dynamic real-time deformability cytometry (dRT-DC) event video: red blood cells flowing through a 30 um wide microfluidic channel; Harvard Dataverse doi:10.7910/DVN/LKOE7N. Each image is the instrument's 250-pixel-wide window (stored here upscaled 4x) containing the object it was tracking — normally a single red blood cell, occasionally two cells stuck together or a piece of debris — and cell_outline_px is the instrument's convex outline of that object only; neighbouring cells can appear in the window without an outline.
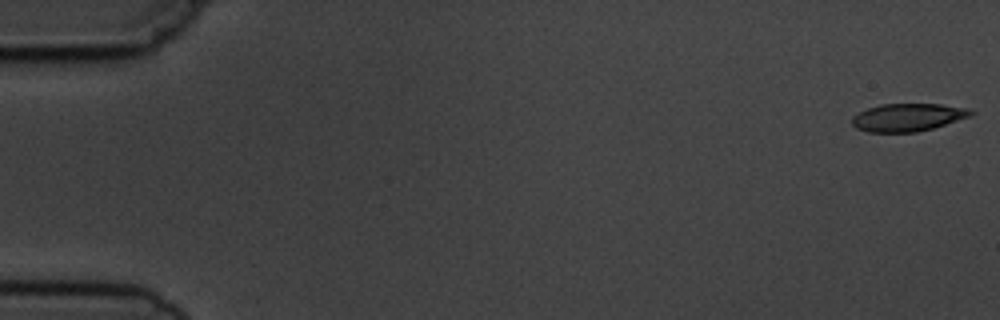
{"species": "common noctule bat (a hibernating species)", "species_latin": "Nyctalus noctula", "temperature_condition": "cold", "stored_images_in_passage": 11, "camera_frame_rate_fps": 3000, "um_per_image_px": 0.085, "animal": {"sex": "male", "body_mass_g": 19.5, "forearm_length_mm": 54.6}, "frame": {"image": 1, "passage_image": 1, "time_ms": 0.0, "image_size_px": [1000, 320], "cell_outline_px": [[976, 112], [972, 116], [932, 128], [916, 132], [868, 132], [856, 128], [852, 124], [852, 116], [868, 108], [880, 104], [940, 104], [968, 108]], "centroid_in_image_um": [77.18, 9.97], "position_along_channel_um": 7.8, "area_um2": 19.25}}
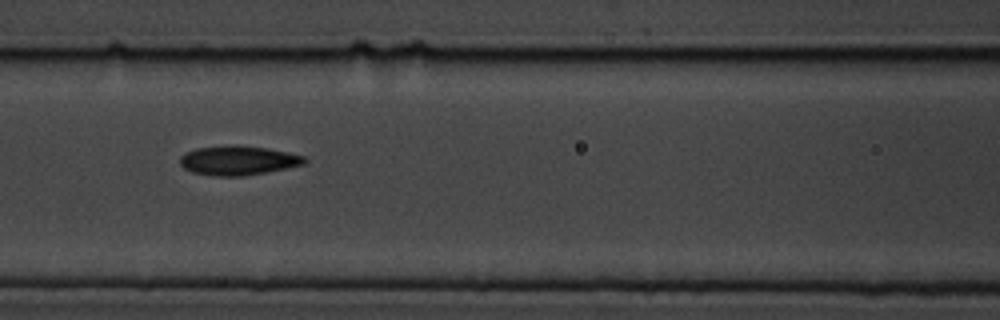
{"frame": {"image": 2, "passage_image": 7, "time_ms": 7.667, "image_size_px": [1000, 320], "cell_outline_px": [[308, 160], [304, 164], [244, 176], [216, 176], [192, 172], [184, 168], [180, 164], [180, 156], [184, 152], [196, 148], [232, 144], [264, 148], [288, 152], [304, 156]], "centroid_in_image_um": [20.19, 13.63], "position_along_channel_um": 146.4, "area_um2": 21.21}}
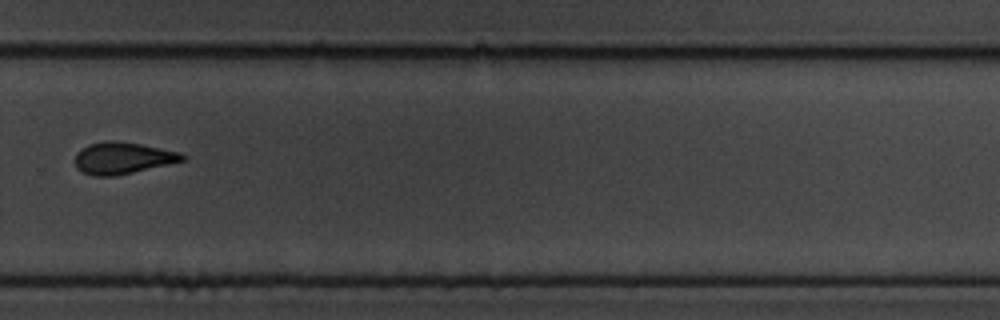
{"frame": {"image": 3, "passage_image": 11, "time_ms": 12.333, "image_size_px": [1000, 320], "cell_outline_px": [[188, 156], [184, 160], [116, 176], [92, 176], [80, 172], [76, 168], [76, 152], [80, 148], [88, 144], [104, 140], [112, 140], [140, 144], [180, 152]], "centroid_in_image_um": [10.37, 13.43], "position_along_channel_um": 319.4, "area_um2": 19.94}}